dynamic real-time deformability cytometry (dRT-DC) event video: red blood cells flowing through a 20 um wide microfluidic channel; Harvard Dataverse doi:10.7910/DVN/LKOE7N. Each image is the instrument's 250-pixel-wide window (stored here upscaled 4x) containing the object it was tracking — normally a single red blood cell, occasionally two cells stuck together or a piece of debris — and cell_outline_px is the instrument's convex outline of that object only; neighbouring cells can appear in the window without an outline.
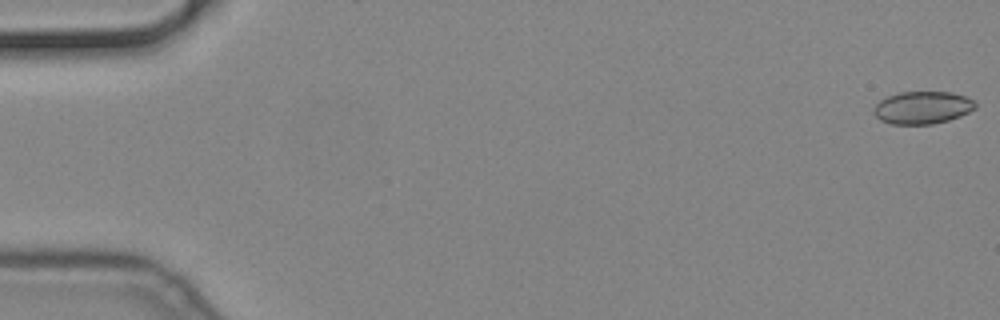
{"species": "common noctule bat (a hibernating species)", "species_latin": "Nyctalus noctula", "temperature_condition": "cold", "stored_images_in_passage": 18, "camera_frame_rate_fps": 3000, "um_per_image_px": 0.085, "animal": {"sex": "male", "body_mass_g": 19.2, "forearm_length_mm": 51.8}, "frame": {"image": 1, "passage_image": 1, "time_ms": 0.0, "image_size_px": [1000, 320], "cell_outline_px": [[976, 108], [960, 116], [948, 120], [932, 124], [892, 124], [880, 120], [872, 112], [872, 108], [880, 100], [888, 96], [900, 92], [952, 92], [964, 96], [972, 100], [976, 104]], "centroid_in_image_um": [78.38, 9.15], "position_along_channel_um": 6.6, "area_um2": 19.25}}
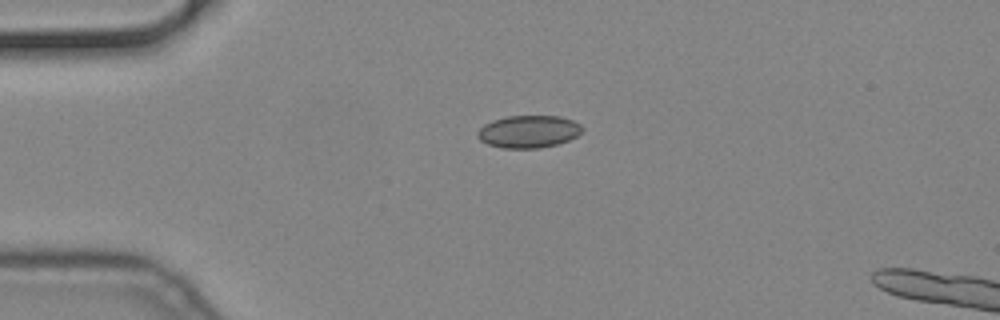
{"frame": {"image": 2, "passage_image": 14, "time_ms": 4.333, "image_size_px": [1000, 320], "cell_outline_px": [[584, 128], [576, 136], [568, 140], [556, 144], [540, 148], [500, 148], [488, 144], [480, 140], [476, 136], [476, 132], [484, 124], [492, 120], [508, 116], [560, 116], [572, 120], [580, 124]], "centroid_in_image_um": [44.9, 11.18], "position_along_channel_um": 40.1, "area_um2": 19.83}}